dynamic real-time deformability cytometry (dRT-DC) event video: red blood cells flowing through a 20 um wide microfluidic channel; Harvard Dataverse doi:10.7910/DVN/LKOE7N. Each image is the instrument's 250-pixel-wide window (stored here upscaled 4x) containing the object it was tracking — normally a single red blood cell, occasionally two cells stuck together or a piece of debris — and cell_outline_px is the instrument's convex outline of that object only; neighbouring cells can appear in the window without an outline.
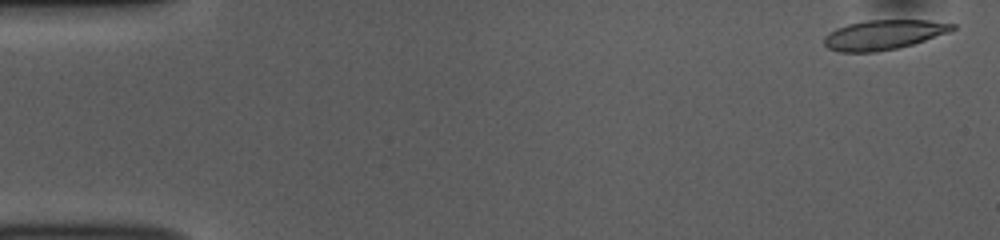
{"species": "common noctule bat (a hibernating species)", "species_latin": "Nyctalus noctula", "temperature_condition": "room temperature", "stored_images_in_passage": 52, "camera_frame_rate_fps": 3000, "um_per_image_px": 0.085, "animal": {"sex": "female", "body_mass_g": 10.0, "forearm_length_mm": 53.1}, "frame": {"image": 1, "passage_image": 2, "time_ms": 0.333, "image_size_px": [1000, 240], "cell_outline_px": [[956, 28], [952, 32], [900, 48], [876, 52], [840, 52], [828, 48], [824, 44], [824, 36], [828, 32], [836, 28], [848, 24], [864, 20], [928, 20], [956, 24]], "centroid_in_image_um": [75.13, 2.95], "position_along_channel_um": 9.9, "area_um2": 22.54}}
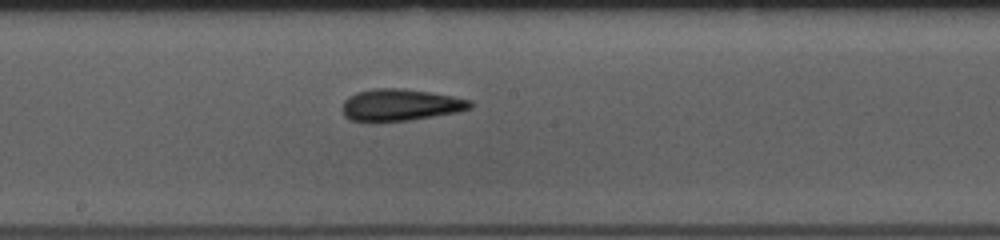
{"frame": {"image": 2, "passage_image": 28, "time_ms": 9.0, "image_size_px": [1000, 240], "cell_outline_px": [[472, 108], [456, 112], [408, 120], [372, 124], [368, 124], [352, 120], [344, 116], [340, 108], [344, 100], [348, 96], [356, 92], [372, 88], [404, 88], [452, 96], [472, 100]], "centroid_in_image_um": [33.93, 8.94], "position_along_channel_um": 214.3, "area_um2": 24.33}}
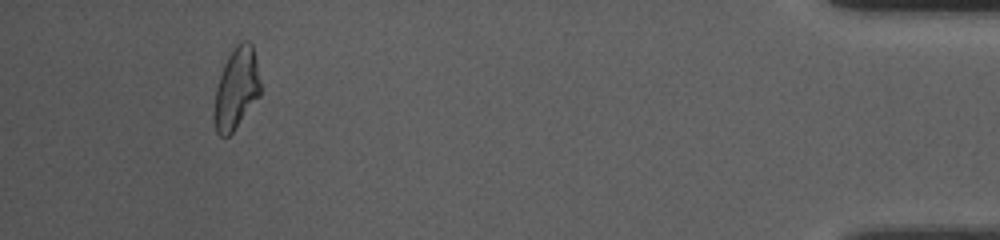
{"frame": {"image": 3, "passage_image": 49, "time_ms": 16.0, "image_size_px": [1000, 240], "cell_outline_px": [[260, 96], [232, 132], [228, 136], [220, 136], [216, 132], [212, 116], [216, 88], [224, 64], [228, 56], [236, 44], [240, 40], [248, 40], [252, 44], [256, 60], [260, 84]], "centroid_in_image_um": [20.07, 7.53], "position_along_channel_um": 415.1, "area_um2": 21.96}, "authors_computed_cell_mechanics": {"area_um2": 23.0333, "velocity_mm_per_s": 3.816, "shape_relaxation_time_tau1_ms": 4.1678, "shape_relaxation_time_tau2_ms": 2.8803, "deformation_change_tau1": 0.1172, "deformation_change_tau2": 0.1097}}